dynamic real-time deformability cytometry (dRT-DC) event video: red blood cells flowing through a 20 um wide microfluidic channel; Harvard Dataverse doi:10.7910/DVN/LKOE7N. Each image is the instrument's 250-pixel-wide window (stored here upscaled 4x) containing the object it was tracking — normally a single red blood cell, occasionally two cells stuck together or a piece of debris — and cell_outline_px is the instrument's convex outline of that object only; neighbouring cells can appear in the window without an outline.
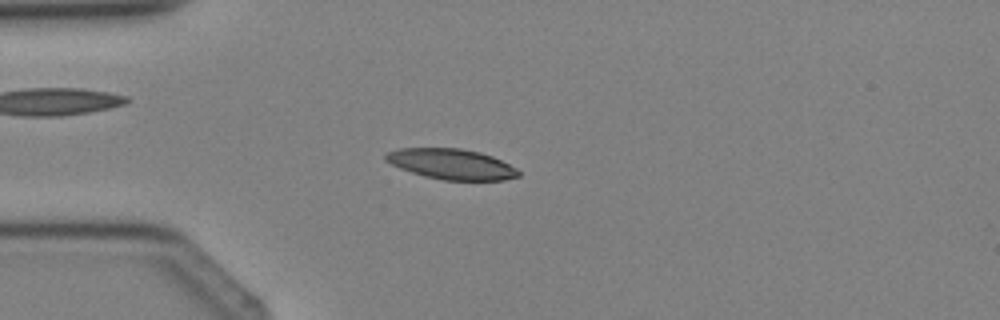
{"species": "Egyptian fruit bat (a non-hibernating species)", "species_latin": "Rousettus aegyptiacus", "temperature_condition": "cold", "stored_images_in_passage": 2, "camera_frame_rate_fps": 3000, "um_per_image_px": 0.085, "animal": {"sex": "female"}, "frame": {"image": 1, "passage_image": 2, "time_ms": 1.0, "image_size_px": [1000, 320], "cell_outline_px": [[520, 176], [504, 180], [444, 180], [424, 176], [400, 168], [384, 160], [384, 156], [388, 152], [400, 148], [460, 148], [480, 152], [492, 156], [516, 168], [520, 172]], "centroid_in_image_um": [38.37, 13.95], "position_along_channel_um": 46.6, "area_um2": 23.47}}